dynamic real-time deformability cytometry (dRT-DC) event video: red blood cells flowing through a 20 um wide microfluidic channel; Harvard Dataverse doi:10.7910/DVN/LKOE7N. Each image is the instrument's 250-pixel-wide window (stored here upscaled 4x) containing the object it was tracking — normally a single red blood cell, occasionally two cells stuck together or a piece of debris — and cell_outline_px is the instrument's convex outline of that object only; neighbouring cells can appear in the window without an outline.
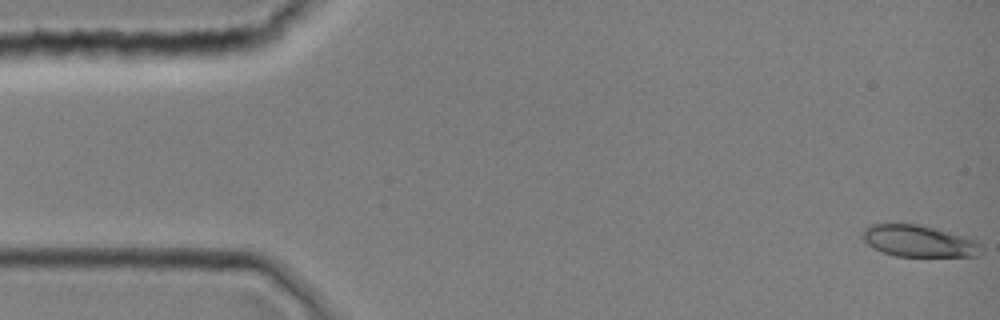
{"species": "common noctule bat (a hibernating species)", "species_latin": "Nyctalus noctula", "temperature_condition": "room temperature", "stored_images_in_passage": 11, "camera_frame_rate_fps": 3000, "um_per_image_px": 0.085, "animal": {"sex": "female", "body_mass_g": 19.0, "forearm_length_mm": 51.5}, "frame": {"image": 1, "passage_image": 1, "time_ms": 0.0, "image_size_px": [1000, 320], "cell_outline_px": [[984, 252], [980, 256], [896, 256], [872, 248], [860, 236], [864, 228], [872, 224], [920, 224], [964, 236], [976, 240], [984, 248]], "centroid_in_image_um": [78.13, 20.49], "position_along_channel_um": 6.9, "area_um2": 22.08}}
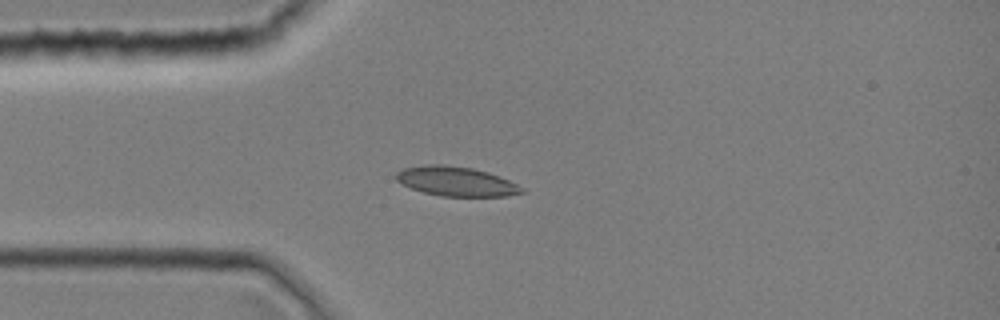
{"frame": {"image": 2, "passage_image": 10, "time_ms": 3.0, "image_size_px": [1000, 320], "cell_outline_px": [[528, 192], [508, 196], [440, 196], [424, 192], [412, 188], [396, 180], [396, 172], [404, 168], [424, 164], [444, 164], [472, 168], [488, 172], [508, 180], [524, 188]], "centroid_in_image_um": [38.8, 15.41], "position_along_channel_um": 46.2, "area_um2": 21.56}}